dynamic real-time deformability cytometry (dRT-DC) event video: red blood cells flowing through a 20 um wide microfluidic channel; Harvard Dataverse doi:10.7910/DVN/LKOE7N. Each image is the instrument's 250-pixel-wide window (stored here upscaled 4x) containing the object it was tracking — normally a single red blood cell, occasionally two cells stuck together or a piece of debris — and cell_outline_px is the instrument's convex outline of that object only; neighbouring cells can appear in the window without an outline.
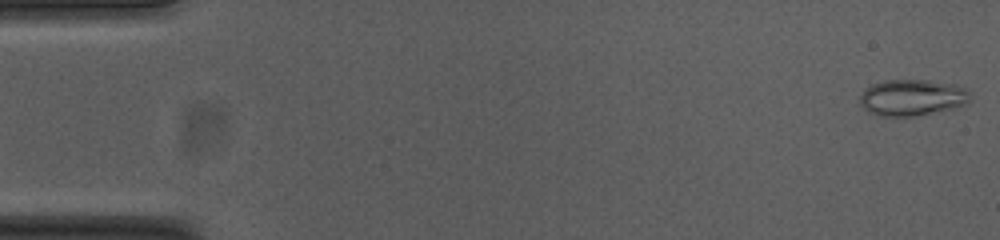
{"species": "common noctule bat (a hibernating species)", "species_latin": "Nyctalus noctula", "temperature_condition": "cold", "stored_images_in_passage": 54, "camera_frame_rate_fps": 3000, "um_per_image_px": 0.085, "animal": {"sex": "female", "body_mass_g": 23.0, "forearm_length_mm": 53.4}, "frame": {"image": 1, "passage_image": 1, "time_ms": 0.0, "image_size_px": [1000, 240], "cell_outline_px": [[972, 100], [968, 104], [952, 108], [912, 116], [876, 116], [868, 112], [860, 104], [860, 96], [864, 88], [872, 84], [884, 80], [928, 80], [956, 84], [968, 88]], "centroid_in_image_um": [77.55, 8.28], "position_along_channel_um": 7.4, "area_um2": 23.64}}
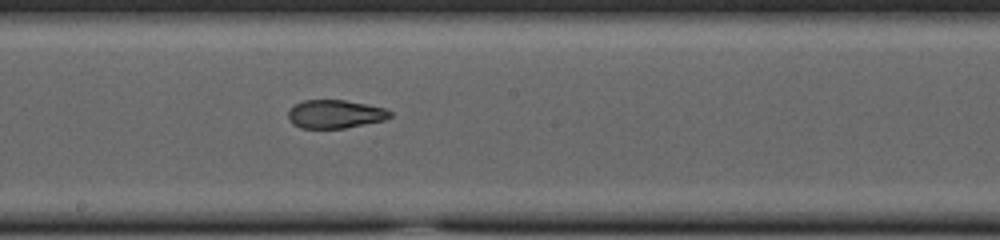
{"frame": {"image": 2, "passage_image": 29, "time_ms": 9.333, "image_size_px": [1000, 240], "cell_outline_px": [[392, 116], [384, 120], [344, 128], [300, 128], [292, 124], [288, 120], [288, 112], [296, 104], [304, 100], [344, 100], [384, 108], [392, 112]], "centroid_in_image_um": [28.47, 9.7], "position_along_channel_um": 219.7, "area_um2": 16.7}}
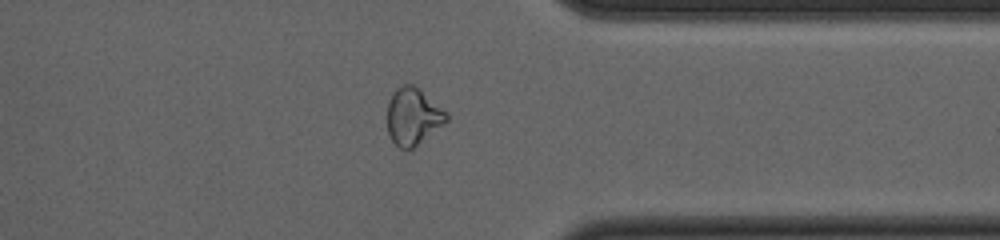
{"frame": {"image": 3, "passage_image": 42, "time_ms": 13.667, "image_size_px": [1000, 240], "cell_outline_px": [[448, 120], [412, 148], [400, 148], [388, 136], [388, 100], [396, 88], [404, 84], [412, 84], [448, 112]], "centroid_in_image_um": [35.09, 9.88], "position_along_channel_um": 376.3, "area_um2": 19.25}, "authors_computed_cell_mechanics": {"area_um2": 19.6231, "velocity_mm_per_s": 3.757, "shape_relaxation_time_tau1_ms": null, "shape_relaxation_time_tau2_ms": 1.7886, "deformation_change_tau1": null, "deformation_change_tau2": 0.0886}}